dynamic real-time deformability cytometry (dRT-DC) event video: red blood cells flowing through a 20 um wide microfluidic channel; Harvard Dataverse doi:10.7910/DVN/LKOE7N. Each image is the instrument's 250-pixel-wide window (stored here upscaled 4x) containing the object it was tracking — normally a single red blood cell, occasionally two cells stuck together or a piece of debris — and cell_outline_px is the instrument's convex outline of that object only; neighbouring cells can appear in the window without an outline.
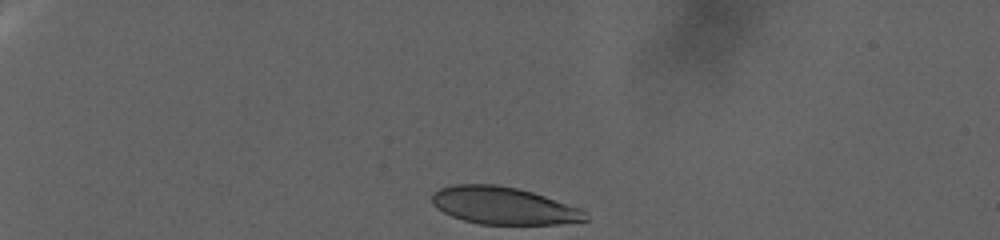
{"species": "human", "species_latin": "Homo sapiens", "temperature_condition": "warm", "stored_images_in_passage": 78, "camera_frame_rate_fps": 3000, "um_per_image_px": 0.085, "donor": {"sex": "female"}, "frame": {"image": 1, "passage_image": 1, "time_ms": 0.0, "image_size_px": [1000, 240], "cell_outline_px": [[588, 220], [560, 224], [480, 224], [464, 220], [452, 216], [436, 208], [432, 204], [432, 192], [440, 188], [452, 184], [496, 184], [516, 188], [532, 192], [580, 208], [588, 212]], "centroid_in_image_um": [42.79, 17.48], "position_along_channel_um": 42.2, "area_um2": 33.47}}
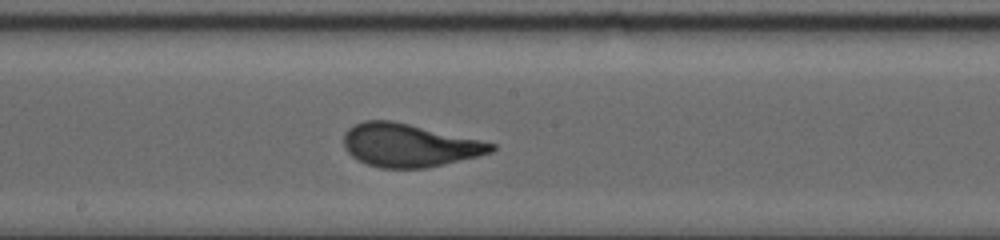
{"frame": {"image": 2, "passage_image": 42, "time_ms": 13.667, "image_size_px": [1000, 240], "cell_outline_px": [[496, 148], [492, 152], [476, 156], [424, 168], [380, 168], [356, 160], [344, 148], [344, 132], [348, 128], [364, 120], [392, 120], [480, 140], [496, 144]], "centroid_in_image_um": [34.73, 12.34], "position_along_channel_um": 213.5, "area_um2": 36.76}}
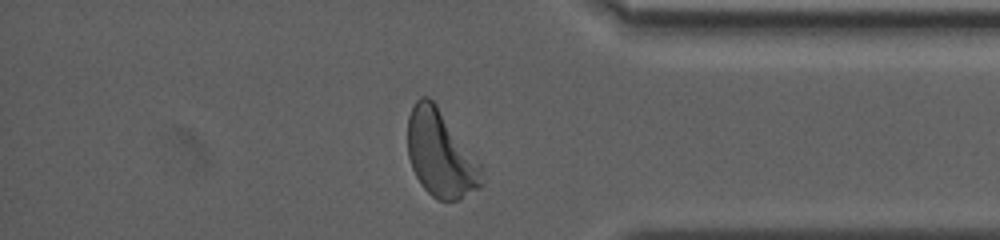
{"frame": {"image": 3, "passage_image": 73, "time_ms": 24.0, "image_size_px": [1000, 240], "cell_outline_px": [[484, 168], [480, 188], [460, 200], [436, 200], [420, 184], [412, 168], [408, 156], [408, 116], [416, 100], [420, 96], [428, 96], [436, 104]], "centroid_in_image_um": [37.45, 13.1], "position_along_channel_um": 397.7, "area_um2": 37.34}}